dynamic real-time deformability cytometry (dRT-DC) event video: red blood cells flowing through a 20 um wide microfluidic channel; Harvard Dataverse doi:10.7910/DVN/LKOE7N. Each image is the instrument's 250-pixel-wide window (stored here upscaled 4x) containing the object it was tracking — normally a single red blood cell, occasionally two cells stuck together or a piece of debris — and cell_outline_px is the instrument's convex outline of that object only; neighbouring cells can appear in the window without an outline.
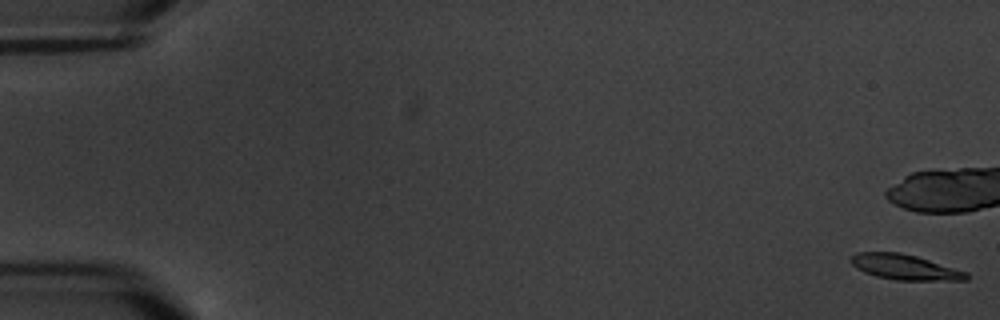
{"species": "common noctule bat (a hibernating species)", "species_latin": "Nyctalus noctula", "temperature_condition": "warm", "stored_images_in_passage": 7, "camera_frame_rate_fps": 3000, "um_per_image_px": 0.085, "animal": {"sex": "male", "body_mass_g": 20.1, "forearm_length_mm": 53.5}, "frame": {"image": 1, "passage_image": 1, "time_ms": 0.0, "image_size_px": [1000, 320], "cell_outline_px": [[968, 280], [896, 280], [876, 276], [864, 272], [856, 268], [852, 264], [852, 256], [856, 252], [900, 252], [916, 256], [968, 272]], "centroid_in_image_um": [76.91, 22.7], "position_along_channel_um": 8.1, "area_um2": 16.88}}